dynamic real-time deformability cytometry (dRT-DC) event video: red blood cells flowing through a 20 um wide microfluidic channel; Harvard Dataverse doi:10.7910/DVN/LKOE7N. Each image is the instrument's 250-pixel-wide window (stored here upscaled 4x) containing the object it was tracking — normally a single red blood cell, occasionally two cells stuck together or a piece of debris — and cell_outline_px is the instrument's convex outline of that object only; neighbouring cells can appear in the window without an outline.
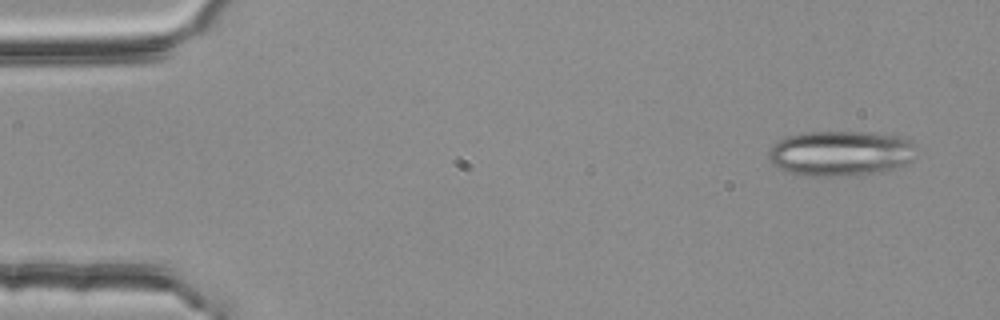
{"species": "common noctule bat (a hibernating species)", "species_latin": "Nyctalus noctula", "temperature_condition": "room temperature", "stored_images_in_passage": 3, "camera_frame_rate_fps": 3000, "um_per_image_px": 0.085, "animal": {"sex": "female", "body_mass_g": 25.1}, "frame": {"image": 1, "passage_image": 1, "time_ms": 0.0, "image_size_px": [1000, 320], "cell_outline_px": [[912, 160], [896, 168], [884, 172], [848, 176], [804, 176], [788, 172], [776, 168], [768, 160], [768, 152], [784, 136], [800, 132], [872, 132], [896, 136], [908, 140], [912, 144]], "centroid_in_image_um": [71.38, 13.05], "position_along_channel_um": 13.6, "area_um2": 39.13}}